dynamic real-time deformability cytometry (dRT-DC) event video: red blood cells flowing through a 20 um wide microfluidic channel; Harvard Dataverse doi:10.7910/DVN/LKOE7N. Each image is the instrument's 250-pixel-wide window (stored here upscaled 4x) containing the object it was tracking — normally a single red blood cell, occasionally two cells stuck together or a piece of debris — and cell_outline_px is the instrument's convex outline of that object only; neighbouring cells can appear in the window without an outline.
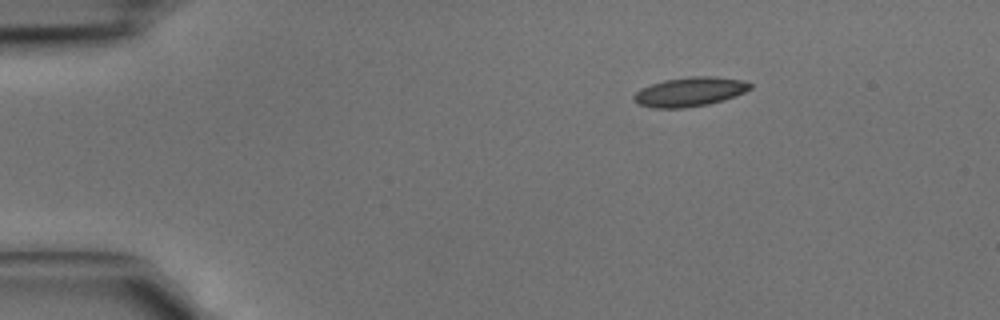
{"species": "common noctule bat (a hibernating species)", "species_latin": "Nyctalus noctula", "temperature_condition": "cold", "stored_images_in_passage": 4, "camera_frame_rate_fps": 3000, "um_per_image_px": 0.085, "animal": {"sex": "male", "body_mass_g": 15.6}, "frame": {"image": 1, "passage_image": 1, "time_ms": 0.0, "image_size_px": [1000, 320], "cell_outline_px": [[752, 88], [744, 92], [708, 104], [684, 108], [652, 108], [640, 104], [632, 100], [632, 96], [640, 88], [664, 80], [692, 76], [712, 76], [740, 80], [752, 84]], "centroid_in_image_um": [58.57, 7.8], "position_along_channel_um": 26.4, "area_um2": 19.59}}
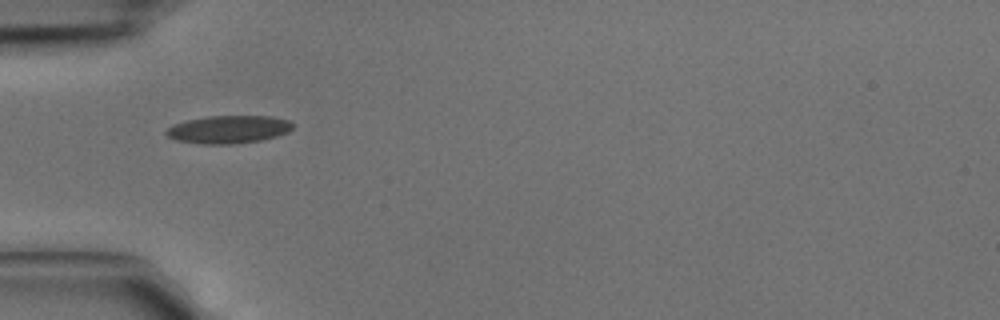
{"frame": {"image": 2, "passage_image": 3, "time_ms": 0.667, "image_size_px": [1000, 320], "cell_outline_px": [[292, 128], [288, 132], [276, 136], [260, 140], [232, 144], [200, 144], [176, 140], [168, 136], [164, 132], [172, 124], [188, 120], [208, 116], [272, 116], [288, 120], [292, 124]], "centroid_in_image_um": [19.4, 11.0], "position_along_channel_um": 65.6, "area_um2": 20.46}}